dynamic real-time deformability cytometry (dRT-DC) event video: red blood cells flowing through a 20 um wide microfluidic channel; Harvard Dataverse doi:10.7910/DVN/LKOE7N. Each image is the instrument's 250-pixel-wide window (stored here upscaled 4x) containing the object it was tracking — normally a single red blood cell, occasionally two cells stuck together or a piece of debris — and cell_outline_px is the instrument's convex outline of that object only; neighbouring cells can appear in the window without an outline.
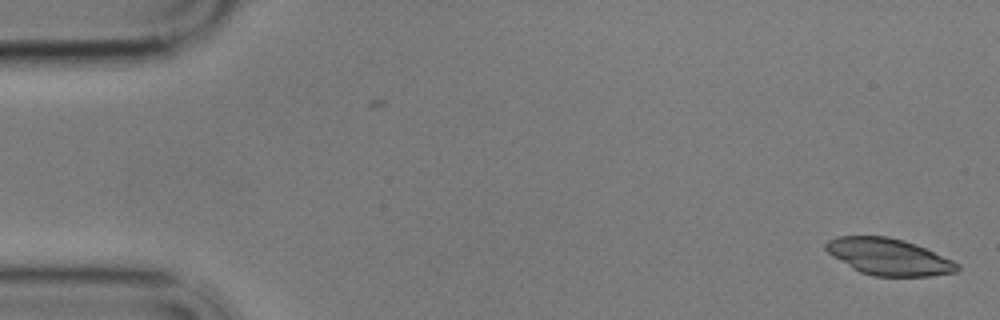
{"species": "common noctule bat (a hibernating species)", "species_latin": "Nyctalus noctula", "temperature_condition": "cold", "stored_images_in_passage": 57, "camera_frame_rate_fps": 3000, "um_per_image_px": 0.085, "animal": {"sex": "male", "body_mass_g": 17.9}, "frame": {"image": 1, "passage_image": 1, "time_ms": 0.0, "image_size_px": [1000, 320], "cell_outline_px": [[960, 268], [956, 272], [928, 276], [872, 276], [860, 272], [852, 268], [832, 256], [824, 248], [824, 244], [828, 240], [836, 236], [888, 236], [904, 240], [916, 244], [952, 260], [960, 264]], "centroid_in_image_um": [75.52, 21.82], "position_along_channel_um": 9.5, "area_um2": 28.09}}